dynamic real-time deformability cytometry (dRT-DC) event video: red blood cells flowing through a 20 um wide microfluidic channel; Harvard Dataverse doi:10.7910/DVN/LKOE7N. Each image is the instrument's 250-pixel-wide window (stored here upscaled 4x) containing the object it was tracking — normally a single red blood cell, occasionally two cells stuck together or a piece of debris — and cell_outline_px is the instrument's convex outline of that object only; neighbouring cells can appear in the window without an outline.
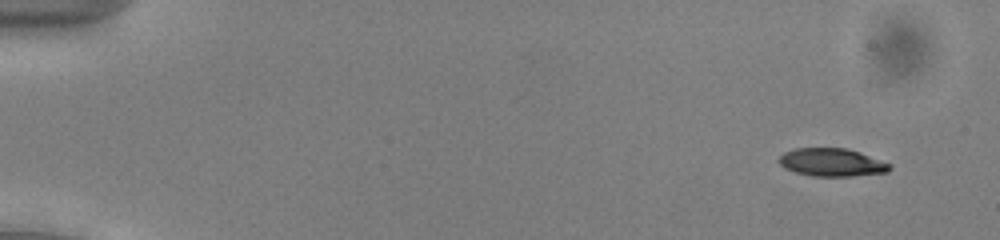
{"species": "common noctule bat (a hibernating species)", "species_latin": "Nyctalus noctula", "temperature_condition": "cold", "stored_images_in_passage": 54, "camera_frame_rate_fps": 3000, "um_per_image_px": 0.085, "animal": {"sex": "male", "body_mass_g": 13.0, "forearm_length_mm": 53.1}, "frame": {"image": 1, "passage_image": 5, "time_ms": 1.333, "image_size_px": [1000, 240], "cell_outline_px": [[892, 168], [888, 172], [852, 176], [812, 176], [796, 172], [784, 168], [776, 160], [784, 152], [796, 148], [848, 148], [860, 152], [892, 164]], "centroid_in_image_um": [70.71, 13.8], "position_along_channel_um": 14.3, "area_um2": 18.21}}
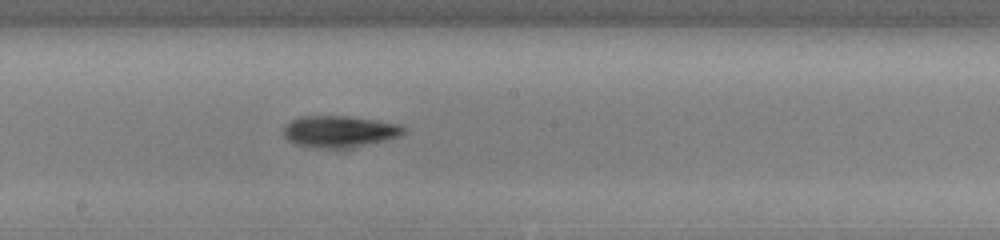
{"frame": {"image": 2, "passage_image": 31, "time_ms": 10.0, "image_size_px": [1000, 240], "cell_outline_px": [[404, 132], [400, 136], [388, 140], [348, 148], [324, 148], [296, 144], [288, 140], [284, 136], [284, 124], [300, 116], [348, 116], [376, 120], [400, 124], [404, 128]], "centroid_in_image_um": [28.86, 11.17], "position_along_channel_um": 219.3, "area_um2": 22.08}}
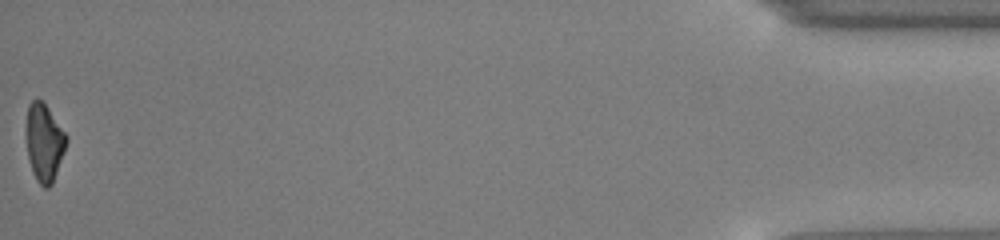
{"frame": {"image": 3, "passage_image": 54, "time_ms": 17.667, "image_size_px": [1000, 240], "cell_outline_px": [[68, 140], [64, 152], [52, 184], [48, 188], [44, 188], [36, 180], [32, 172], [28, 160], [24, 136], [24, 128], [28, 104], [36, 96], [44, 100], [68, 136]], "centroid_in_image_um": [3.72, 12.04], "position_along_channel_um": 431.5, "area_um2": 19.13}, "authors_computed_cell_mechanics": {"area_um2": 19.5364, "velocity_mm_per_s": 3.9645, "shape_relaxation_time_tau1_ms": 2.4599, "shape_relaxation_time_tau2_ms": null, "deformation_change_tau1": 0.1319, "deformation_change_tau2": null}}